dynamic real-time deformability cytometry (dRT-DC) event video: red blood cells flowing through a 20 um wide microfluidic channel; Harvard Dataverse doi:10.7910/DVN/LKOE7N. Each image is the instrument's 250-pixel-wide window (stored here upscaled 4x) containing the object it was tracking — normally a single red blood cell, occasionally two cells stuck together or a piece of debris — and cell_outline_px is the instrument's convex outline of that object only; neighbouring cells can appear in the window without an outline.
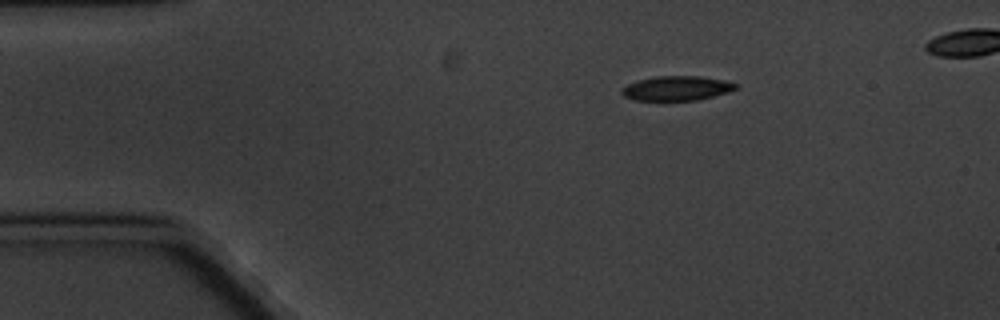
{"species": "common noctule bat (a hibernating species)", "species_latin": "Nyctalus noctula", "temperature_condition": "cold", "stored_images_in_passage": 4, "segment_of_instrument_passage": [1, 2], "camera_frame_rate_fps": 3000, "um_per_image_px": 0.085, "animal": {"sex": "male", "body_mass_g": 20.1, "forearm_length_mm": 53.5}, "frame": {"image": 1, "passage_image": 1, "time_ms": 0.0, "image_size_px": [1000, 320], "cell_outline_px": [[740, 84], [736, 88], [728, 92], [696, 100], [636, 100], [624, 96], [620, 92], [620, 88], [628, 84], [640, 80], [656, 76], [700, 76], [724, 80]], "centroid_in_image_um": [57.52, 7.5], "position_along_channel_um": 27.5, "area_um2": 16.18}}